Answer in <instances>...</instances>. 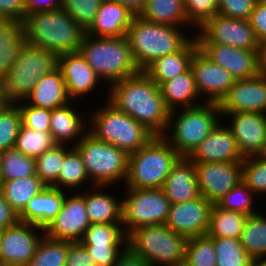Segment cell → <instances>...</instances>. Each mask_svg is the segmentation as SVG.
Wrapping results in <instances>:
<instances>
[{"label":"cell","mask_w":266,"mask_h":266,"mask_svg":"<svg viewBox=\"0 0 266 266\" xmlns=\"http://www.w3.org/2000/svg\"><path fill=\"white\" fill-rule=\"evenodd\" d=\"M107 101L144 125L154 135L166 131L170 110L167 108L160 86L144 71L109 86Z\"/></svg>","instance_id":"obj_1"},{"label":"cell","mask_w":266,"mask_h":266,"mask_svg":"<svg viewBox=\"0 0 266 266\" xmlns=\"http://www.w3.org/2000/svg\"><path fill=\"white\" fill-rule=\"evenodd\" d=\"M23 22L26 42L56 55L79 51L85 34L62 9L31 13Z\"/></svg>","instance_id":"obj_2"},{"label":"cell","mask_w":266,"mask_h":266,"mask_svg":"<svg viewBox=\"0 0 266 266\" xmlns=\"http://www.w3.org/2000/svg\"><path fill=\"white\" fill-rule=\"evenodd\" d=\"M191 37V38H189ZM181 27L149 22L136 15L126 38L141 71L162 56L181 50L191 39Z\"/></svg>","instance_id":"obj_3"},{"label":"cell","mask_w":266,"mask_h":266,"mask_svg":"<svg viewBox=\"0 0 266 266\" xmlns=\"http://www.w3.org/2000/svg\"><path fill=\"white\" fill-rule=\"evenodd\" d=\"M80 53L101 81L113 84L141 72L126 36L93 37L84 34Z\"/></svg>","instance_id":"obj_4"},{"label":"cell","mask_w":266,"mask_h":266,"mask_svg":"<svg viewBox=\"0 0 266 266\" xmlns=\"http://www.w3.org/2000/svg\"><path fill=\"white\" fill-rule=\"evenodd\" d=\"M180 158L162 135H155L138 151L129 154L125 188H162Z\"/></svg>","instance_id":"obj_5"},{"label":"cell","mask_w":266,"mask_h":266,"mask_svg":"<svg viewBox=\"0 0 266 266\" xmlns=\"http://www.w3.org/2000/svg\"><path fill=\"white\" fill-rule=\"evenodd\" d=\"M182 110L179 113L177 109L170 111L168 125L162 136L181 157H188L221 122V113L218 103L207 102Z\"/></svg>","instance_id":"obj_6"},{"label":"cell","mask_w":266,"mask_h":266,"mask_svg":"<svg viewBox=\"0 0 266 266\" xmlns=\"http://www.w3.org/2000/svg\"><path fill=\"white\" fill-rule=\"evenodd\" d=\"M58 67V55L26 43L1 83L4 103L23 102L38 80Z\"/></svg>","instance_id":"obj_7"},{"label":"cell","mask_w":266,"mask_h":266,"mask_svg":"<svg viewBox=\"0 0 266 266\" xmlns=\"http://www.w3.org/2000/svg\"><path fill=\"white\" fill-rule=\"evenodd\" d=\"M90 115L88 132L95 138L107 142L128 154L138 151L155 135L144 125L106 101Z\"/></svg>","instance_id":"obj_8"},{"label":"cell","mask_w":266,"mask_h":266,"mask_svg":"<svg viewBox=\"0 0 266 266\" xmlns=\"http://www.w3.org/2000/svg\"><path fill=\"white\" fill-rule=\"evenodd\" d=\"M187 238L165 224L142 226L127 238V247L150 266H183Z\"/></svg>","instance_id":"obj_9"},{"label":"cell","mask_w":266,"mask_h":266,"mask_svg":"<svg viewBox=\"0 0 266 266\" xmlns=\"http://www.w3.org/2000/svg\"><path fill=\"white\" fill-rule=\"evenodd\" d=\"M81 155L92 186H110L123 180L125 183L129 154L87 132L73 146Z\"/></svg>","instance_id":"obj_10"},{"label":"cell","mask_w":266,"mask_h":266,"mask_svg":"<svg viewBox=\"0 0 266 266\" xmlns=\"http://www.w3.org/2000/svg\"><path fill=\"white\" fill-rule=\"evenodd\" d=\"M170 208L171 202L161 188H126L122 199V225L126 235L142 226L165 224Z\"/></svg>","instance_id":"obj_11"},{"label":"cell","mask_w":266,"mask_h":266,"mask_svg":"<svg viewBox=\"0 0 266 266\" xmlns=\"http://www.w3.org/2000/svg\"><path fill=\"white\" fill-rule=\"evenodd\" d=\"M193 34L197 43H217L252 51H261L249 20L216 14Z\"/></svg>","instance_id":"obj_12"},{"label":"cell","mask_w":266,"mask_h":266,"mask_svg":"<svg viewBox=\"0 0 266 266\" xmlns=\"http://www.w3.org/2000/svg\"><path fill=\"white\" fill-rule=\"evenodd\" d=\"M43 237L44 229L18 220L1 231L0 260L7 266H27Z\"/></svg>","instance_id":"obj_13"},{"label":"cell","mask_w":266,"mask_h":266,"mask_svg":"<svg viewBox=\"0 0 266 266\" xmlns=\"http://www.w3.org/2000/svg\"><path fill=\"white\" fill-rule=\"evenodd\" d=\"M198 49L213 63L227 70L235 80L251 78L263 71L261 51L217 43H198Z\"/></svg>","instance_id":"obj_14"},{"label":"cell","mask_w":266,"mask_h":266,"mask_svg":"<svg viewBox=\"0 0 266 266\" xmlns=\"http://www.w3.org/2000/svg\"><path fill=\"white\" fill-rule=\"evenodd\" d=\"M79 194V195H78ZM65 195L61 211L44 229V235L54 240L80 242L91 225L84 196Z\"/></svg>","instance_id":"obj_15"},{"label":"cell","mask_w":266,"mask_h":266,"mask_svg":"<svg viewBox=\"0 0 266 266\" xmlns=\"http://www.w3.org/2000/svg\"><path fill=\"white\" fill-rule=\"evenodd\" d=\"M218 107L221 116L234 112L266 114V70L254 77L236 80Z\"/></svg>","instance_id":"obj_16"},{"label":"cell","mask_w":266,"mask_h":266,"mask_svg":"<svg viewBox=\"0 0 266 266\" xmlns=\"http://www.w3.org/2000/svg\"><path fill=\"white\" fill-rule=\"evenodd\" d=\"M200 195L212 204L242 180V162L194 163Z\"/></svg>","instance_id":"obj_17"},{"label":"cell","mask_w":266,"mask_h":266,"mask_svg":"<svg viewBox=\"0 0 266 266\" xmlns=\"http://www.w3.org/2000/svg\"><path fill=\"white\" fill-rule=\"evenodd\" d=\"M190 69L198 93L207 98L204 100L207 103H219L236 81L227 70L213 63L199 49L191 57Z\"/></svg>","instance_id":"obj_18"},{"label":"cell","mask_w":266,"mask_h":266,"mask_svg":"<svg viewBox=\"0 0 266 266\" xmlns=\"http://www.w3.org/2000/svg\"><path fill=\"white\" fill-rule=\"evenodd\" d=\"M212 203L205 197L171 204L165 225L184 237L207 235Z\"/></svg>","instance_id":"obj_19"},{"label":"cell","mask_w":266,"mask_h":266,"mask_svg":"<svg viewBox=\"0 0 266 266\" xmlns=\"http://www.w3.org/2000/svg\"><path fill=\"white\" fill-rule=\"evenodd\" d=\"M230 117L229 129L235 138L241 155L257 156L266 140V114L256 112H234Z\"/></svg>","instance_id":"obj_20"},{"label":"cell","mask_w":266,"mask_h":266,"mask_svg":"<svg viewBox=\"0 0 266 266\" xmlns=\"http://www.w3.org/2000/svg\"><path fill=\"white\" fill-rule=\"evenodd\" d=\"M217 126L187 157L193 163L242 162L237 142L227 125Z\"/></svg>","instance_id":"obj_21"},{"label":"cell","mask_w":266,"mask_h":266,"mask_svg":"<svg viewBox=\"0 0 266 266\" xmlns=\"http://www.w3.org/2000/svg\"><path fill=\"white\" fill-rule=\"evenodd\" d=\"M58 68L62 73L67 93L72 101L95 90L101 81L80 51L58 55Z\"/></svg>","instance_id":"obj_22"},{"label":"cell","mask_w":266,"mask_h":266,"mask_svg":"<svg viewBox=\"0 0 266 266\" xmlns=\"http://www.w3.org/2000/svg\"><path fill=\"white\" fill-rule=\"evenodd\" d=\"M136 16L115 0H103L91 26L85 34L93 37H122Z\"/></svg>","instance_id":"obj_23"},{"label":"cell","mask_w":266,"mask_h":266,"mask_svg":"<svg viewBox=\"0 0 266 266\" xmlns=\"http://www.w3.org/2000/svg\"><path fill=\"white\" fill-rule=\"evenodd\" d=\"M66 193L63 189L45 186L38 195L27 202L18 214V219L45 229L61 211Z\"/></svg>","instance_id":"obj_24"},{"label":"cell","mask_w":266,"mask_h":266,"mask_svg":"<svg viewBox=\"0 0 266 266\" xmlns=\"http://www.w3.org/2000/svg\"><path fill=\"white\" fill-rule=\"evenodd\" d=\"M171 204L191 201L200 196L194 163L181 157L172 167L161 188Z\"/></svg>","instance_id":"obj_25"},{"label":"cell","mask_w":266,"mask_h":266,"mask_svg":"<svg viewBox=\"0 0 266 266\" xmlns=\"http://www.w3.org/2000/svg\"><path fill=\"white\" fill-rule=\"evenodd\" d=\"M24 101L34 107L51 110L70 103L72 100L67 93L60 69L57 67L46 76L41 77Z\"/></svg>","instance_id":"obj_26"},{"label":"cell","mask_w":266,"mask_h":266,"mask_svg":"<svg viewBox=\"0 0 266 266\" xmlns=\"http://www.w3.org/2000/svg\"><path fill=\"white\" fill-rule=\"evenodd\" d=\"M74 102L71 101L65 106L51 110L50 133L57 144L68 145V142L71 141L73 147L88 132L86 119L73 108Z\"/></svg>","instance_id":"obj_27"},{"label":"cell","mask_w":266,"mask_h":266,"mask_svg":"<svg viewBox=\"0 0 266 266\" xmlns=\"http://www.w3.org/2000/svg\"><path fill=\"white\" fill-rule=\"evenodd\" d=\"M198 49L197 39H192L179 51L162 56L152 62L144 72L159 86L190 67V60Z\"/></svg>","instance_id":"obj_28"},{"label":"cell","mask_w":266,"mask_h":266,"mask_svg":"<svg viewBox=\"0 0 266 266\" xmlns=\"http://www.w3.org/2000/svg\"><path fill=\"white\" fill-rule=\"evenodd\" d=\"M160 91L170 111L176 110L177 107L191 108L203 104L198 102L201 97L196 88L194 75L190 67L173 79L162 83Z\"/></svg>","instance_id":"obj_29"},{"label":"cell","mask_w":266,"mask_h":266,"mask_svg":"<svg viewBox=\"0 0 266 266\" xmlns=\"http://www.w3.org/2000/svg\"><path fill=\"white\" fill-rule=\"evenodd\" d=\"M108 186H94L92 192L81 193L84 196L88 218L91 224H122V200L113 194L103 193ZM97 192H95V189ZM94 189V190H93Z\"/></svg>","instance_id":"obj_30"},{"label":"cell","mask_w":266,"mask_h":266,"mask_svg":"<svg viewBox=\"0 0 266 266\" xmlns=\"http://www.w3.org/2000/svg\"><path fill=\"white\" fill-rule=\"evenodd\" d=\"M26 43L23 21L0 19V84L6 79L9 67L17 61Z\"/></svg>","instance_id":"obj_31"},{"label":"cell","mask_w":266,"mask_h":266,"mask_svg":"<svg viewBox=\"0 0 266 266\" xmlns=\"http://www.w3.org/2000/svg\"><path fill=\"white\" fill-rule=\"evenodd\" d=\"M138 16L154 23L183 26L182 28L189 26L184 0H146Z\"/></svg>","instance_id":"obj_32"},{"label":"cell","mask_w":266,"mask_h":266,"mask_svg":"<svg viewBox=\"0 0 266 266\" xmlns=\"http://www.w3.org/2000/svg\"><path fill=\"white\" fill-rule=\"evenodd\" d=\"M46 185L37 176L0 181V192L12 209L19 214L27 202L38 195Z\"/></svg>","instance_id":"obj_33"},{"label":"cell","mask_w":266,"mask_h":266,"mask_svg":"<svg viewBox=\"0 0 266 266\" xmlns=\"http://www.w3.org/2000/svg\"><path fill=\"white\" fill-rule=\"evenodd\" d=\"M248 215L224 210L213 204L210 210V220L207 235L217 238L240 239Z\"/></svg>","instance_id":"obj_34"},{"label":"cell","mask_w":266,"mask_h":266,"mask_svg":"<svg viewBox=\"0 0 266 266\" xmlns=\"http://www.w3.org/2000/svg\"><path fill=\"white\" fill-rule=\"evenodd\" d=\"M239 240L252 258L266 257V217L263 213L247 217Z\"/></svg>","instance_id":"obj_35"},{"label":"cell","mask_w":266,"mask_h":266,"mask_svg":"<svg viewBox=\"0 0 266 266\" xmlns=\"http://www.w3.org/2000/svg\"><path fill=\"white\" fill-rule=\"evenodd\" d=\"M66 144H57L35 158L36 176L46 185L58 189V176L68 151Z\"/></svg>","instance_id":"obj_36"},{"label":"cell","mask_w":266,"mask_h":266,"mask_svg":"<svg viewBox=\"0 0 266 266\" xmlns=\"http://www.w3.org/2000/svg\"><path fill=\"white\" fill-rule=\"evenodd\" d=\"M36 176L35 158L15 148L0 153V181Z\"/></svg>","instance_id":"obj_37"},{"label":"cell","mask_w":266,"mask_h":266,"mask_svg":"<svg viewBox=\"0 0 266 266\" xmlns=\"http://www.w3.org/2000/svg\"><path fill=\"white\" fill-rule=\"evenodd\" d=\"M55 145L57 143L50 132H38L21 124L14 148L24 155L36 158Z\"/></svg>","instance_id":"obj_38"},{"label":"cell","mask_w":266,"mask_h":266,"mask_svg":"<svg viewBox=\"0 0 266 266\" xmlns=\"http://www.w3.org/2000/svg\"><path fill=\"white\" fill-rule=\"evenodd\" d=\"M127 238L122 224H91L80 242L84 246L127 245Z\"/></svg>","instance_id":"obj_39"},{"label":"cell","mask_w":266,"mask_h":266,"mask_svg":"<svg viewBox=\"0 0 266 266\" xmlns=\"http://www.w3.org/2000/svg\"><path fill=\"white\" fill-rule=\"evenodd\" d=\"M67 254L68 241L54 240L44 235L27 266H65Z\"/></svg>","instance_id":"obj_40"},{"label":"cell","mask_w":266,"mask_h":266,"mask_svg":"<svg viewBox=\"0 0 266 266\" xmlns=\"http://www.w3.org/2000/svg\"><path fill=\"white\" fill-rule=\"evenodd\" d=\"M69 149L58 176V189L61 190L63 187H65L63 190L79 188L84 182L90 180L79 152L72 146Z\"/></svg>","instance_id":"obj_41"},{"label":"cell","mask_w":266,"mask_h":266,"mask_svg":"<svg viewBox=\"0 0 266 266\" xmlns=\"http://www.w3.org/2000/svg\"><path fill=\"white\" fill-rule=\"evenodd\" d=\"M216 266H250L252 257L244 250L239 239L213 237Z\"/></svg>","instance_id":"obj_42"},{"label":"cell","mask_w":266,"mask_h":266,"mask_svg":"<svg viewBox=\"0 0 266 266\" xmlns=\"http://www.w3.org/2000/svg\"><path fill=\"white\" fill-rule=\"evenodd\" d=\"M183 266H216L213 237L203 235L188 238Z\"/></svg>","instance_id":"obj_43"},{"label":"cell","mask_w":266,"mask_h":266,"mask_svg":"<svg viewBox=\"0 0 266 266\" xmlns=\"http://www.w3.org/2000/svg\"><path fill=\"white\" fill-rule=\"evenodd\" d=\"M21 126L17 104L5 103L0 107V153L14 148Z\"/></svg>","instance_id":"obj_44"},{"label":"cell","mask_w":266,"mask_h":266,"mask_svg":"<svg viewBox=\"0 0 266 266\" xmlns=\"http://www.w3.org/2000/svg\"><path fill=\"white\" fill-rule=\"evenodd\" d=\"M253 194L247 185L241 180L229 192L219 199L217 206L224 210L240 212L246 215H253L259 211H255Z\"/></svg>","instance_id":"obj_45"},{"label":"cell","mask_w":266,"mask_h":266,"mask_svg":"<svg viewBox=\"0 0 266 266\" xmlns=\"http://www.w3.org/2000/svg\"><path fill=\"white\" fill-rule=\"evenodd\" d=\"M242 181L255 194H266V160L257 156L242 160Z\"/></svg>","instance_id":"obj_46"},{"label":"cell","mask_w":266,"mask_h":266,"mask_svg":"<svg viewBox=\"0 0 266 266\" xmlns=\"http://www.w3.org/2000/svg\"><path fill=\"white\" fill-rule=\"evenodd\" d=\"M103 0H62L61 9L67 12L86 31L94 21Z\"/></svg>","instance_id":"obj_47"},{"label":"cell","mask_w":266,"mask_h":266,"mask_svg":"<svg viewBox=\"0 0 266 266\" xmlns=\"http://www.w3.org/2000/svg\"><path fill=\"white\" fill-rule=\"evenodd\" d=\"M23 103H16L21 114V124L38 132H50L51 109L34 107L26 104V101Z\"/></svg>","instance_id":"obj_48"},{"label":"cell","mask_w":266,"mask_h":266,"mask_svg":"<svg viewBox=\"0 0 266 266\" xmlns=\"http://www.w3.org/2000/svg\"><path fill=\"white\" fill-rule=\"evenodd\" d=\"M184 7L189 27L199 29L217 14L218 0H184Z\"/></svg>","instance_id":"obj_49"},{"label":"cell","mask_w":266,"mask_h":266,"mask_svg":"<svg viewBox=\"0 0 266 266\" xmlns=\"http://www.w3.org/2000/svg\"><path fill=\"white\" fill-rule=\"evenodd\" d=\"M258 0H218L217 14L248 20Z\"/></svg>","instance_id":"obj_50"},{"label":"cell","mask_w":266,"mask_h":266,"mask_svg":"<svg viewBox=\"0 0 266 266\" xmlns=\"http://www.w3.org/2000/svg\"><path fill=\"white\" fill-rule=\"evenodd\" d=\"M126 247L127 245L85 246L96 266H113Z\"/></svg>","instance_id":"obj_51"},{"label":"cell","mask_w":266,"mask_h":266,"mask_svg":"<svg viewBox=\"0 0 266 266\" xmlns=\"http://www.w3.org/2000/svg\"><path fill=\"white\" fill-rule=\"evenodd\" d=\"M65 266H96V263L81 242L68 241Z\"/></svg>","instance_id":"obj_52"},{"label":"cell","mask_w":266,"mask_h":266,"mask_svg":"<svg viewBox=\"0 0 266 266\" xmlns=\"http://www.w3.org/2000/svg\"><path fill=\"white\" fill-rule=\"evenodd\" d=\"M256 38L262 44L266 41V0H258L248 19Z\"/></svg>","instance_id":"obj_53"},{"label":"cell","mask_w":266,"mask_h":266,"mask_svg":"<svg viewBox=\"0 0 266 266\" xmlns=\"http://www.w3.org/2000/svg\"><path fill=\"white\" fill-rule=\"evenodd\" d=\"M26 16L25 0H0V19L24 21Z\"/></svg>","instance_id":"obj_54"},{"label":"cell","mask_w":266,"mask_h":266,"mask_svg":"<svg viewBox=\"0 0 266 266\" xmlns=\"http://www.w3.org/2000/svg\"><path fill=\"white\" fill-rule=\"evenodd\" d=\"M62 0H25L27 15L41 11L61 9Z\"/></svg>","instance_id":"obj_55"},{"label":"cell","mask_w":266,"mask_h":266,"mask_svg":"<svg viewBox=\"0 0 266 266\" xmlns=\"http://www.w3.org/2000/svg\"><path fill=\"white\" fill-rule=\"evenodd\" d=\"M18 220V214L12 209L0 192V231L15 224Z\"/></svg>","instance_id":"obj_56"},{"label":"cell","mask_w":266,"mask_h":266,"mask_svg":"<svg viewBox=\"0 0 266 266\" xmlns=\"http://www.w3.org/2000/svg\"><path fill=\"white\" fill-rule=\"evenodd\" d=\"M113 266H150L142 257L136 255L129 247L120 254Z\"/></svg>","instance_id":"obj_57"},{"label":"cell","mask_w":266,"mask_h":266,"mask_svg":"<svg viewBox=\"0 0 266 266\" xmlns=\"http://www.w3.org/2000/svg\"><path fill=\"white\" fill-rule=\"evenodd\" d=\"M121 3L122 5L129 8L133 13L139 15V13L143 10L146 0H115Z\"/></svg>","instance_id":"obj_58"},{"label":"cell","mask_w":266,"mask_h":266,"mask_svg":"<svg viewBox=\"0 0 266 266\" xmlns=\"http://www.w3.org/2000/svg\"><path fill=\"white\" fill-rule=\"evenodd\" d=\"M261 61L263 70H266V41L261 44Z\"/></svg>","instance_id":"obj_59"},{"label":"cell","mask_w":266,"mask_h":266,"mask_svg":"<svg viewBox=\"0 0 266 266\" xmlns=\"http://www.w3.org/2000/svg\"><path fill=\"white\" fill-rule=\"evenodd\" d=\"M250 266H266V257L253 258Z\"/></svg>","instance_id":"obj_60"},{"label":"cell","mask_w":266,"mask_h":266,"mask_svg":"<svg viewBox=\"0 0 266 266\" xmlns=\"http://www.w3.org/2000/svg\"><path fill=\"white\" fill-rule=\"evenodd\" d=\"M257 157L266 160V140L263 144L262 150L258 153Z\"/></svg>","instance_id":"obj_61"},{"label":"cell","mask_w":266,"mask_h":266,"mask_svg":"<svg viewBox=\"0 0 266 266\" xmlns=\"http://www.w3.org/2000/svg\"><path fill=\"white\" fill-rule=\"evenodd\" d=\"M5 104L4 101L2 100V92H1V84H0V107Z\"/></svg>","instance_id":"obj_62"},{"label":"cell","mask_w":266,"mask_h":266,"mask_svg":"<svg viewBox=\"0 0 266 266\" xmlns=\"http://www.w3.org/2000/svg\"><path fill=\"white\" fill-rule=\"evenodd\" d=\"M0 266H7L0 260Z\"/></svg>","instance_id":"obj_63"}]
</instances>
